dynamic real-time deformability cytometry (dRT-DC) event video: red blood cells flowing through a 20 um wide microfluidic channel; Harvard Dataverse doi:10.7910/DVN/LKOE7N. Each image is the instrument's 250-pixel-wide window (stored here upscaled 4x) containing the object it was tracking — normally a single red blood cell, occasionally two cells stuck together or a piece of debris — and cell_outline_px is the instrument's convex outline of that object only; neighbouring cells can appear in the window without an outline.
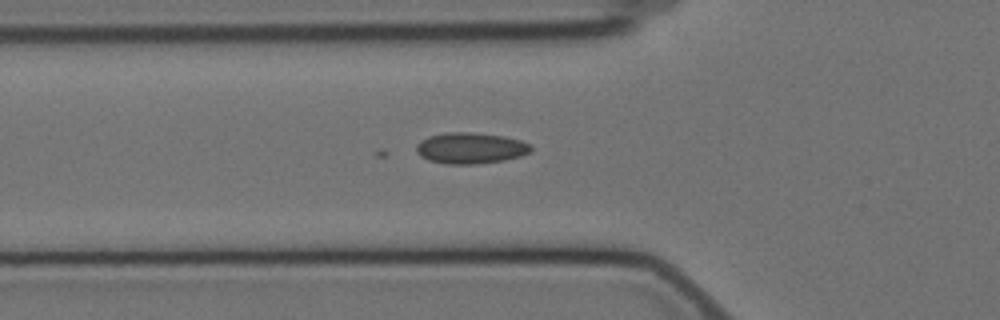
{"species": "Egyptian fruit bat (a non-hibernating species)", "species_latin": "Rousettus aegyptiacus", "temperature_condition": "cold", "stored_images_in_passage": 39, "camera_frame_rate_fps": 3000, "um_per_image_px": 0.085, "animal": {"sex": "female"}, "frame": {"image": 1, "passage_image": 7, "time_ms": 2.0, "image_size_px": [1000, 320], "cell_outline_px": [[532, 152], [520, 156], [504, 160], [476, 164], [448, 164], [428, 160], [420, 156], [416, 152], [416, 144], [420, 140], [428, 136], [448, 132], [472, 132], [504, 136], [520, 140], [528, 144], [532, 148]], "centroid_in_image_um": [39.97, 12.59], "position_along_channel_um": 85.8, "area_um2": 20.87}}
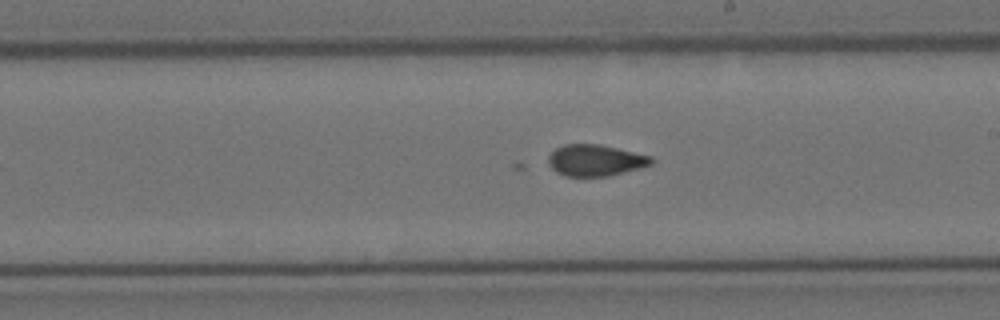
{"frame": {"image": 2, "passage_image": 20, "time_ms": 6.333, "image_size_px": [1000, 320], "cell_outline_px": [[652, 164], [640, 168], [608, 176], [564, 176], [556, 172], [548, 164], [548, 156], [556, 148], [564, 144], [600, 144], [652, 156]], "centroid_in_image_um": [50.59, 13.62], "position_along_channel_um": 238.4, "area_um2": 18.84}}
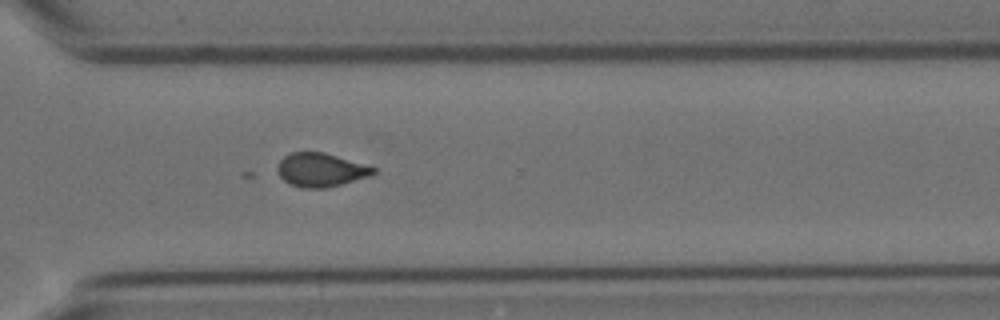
{"frame": {"image": 3, "passage_image": 29, "time_ms": 9.333, "image_size_px": [1000, 320], "cell_outline_px": [[376, 172], [372, 176], [328, 188], [300, 188], [288, 184], [280, 176], [276, 168], [280, 160], [284, 156], [292, 152], [324, 152], [376, 168]], "centroid_in_image_um": [27.26, 14.46], "position_along_channel_um": 343.3, "area_um2": 18.96}}